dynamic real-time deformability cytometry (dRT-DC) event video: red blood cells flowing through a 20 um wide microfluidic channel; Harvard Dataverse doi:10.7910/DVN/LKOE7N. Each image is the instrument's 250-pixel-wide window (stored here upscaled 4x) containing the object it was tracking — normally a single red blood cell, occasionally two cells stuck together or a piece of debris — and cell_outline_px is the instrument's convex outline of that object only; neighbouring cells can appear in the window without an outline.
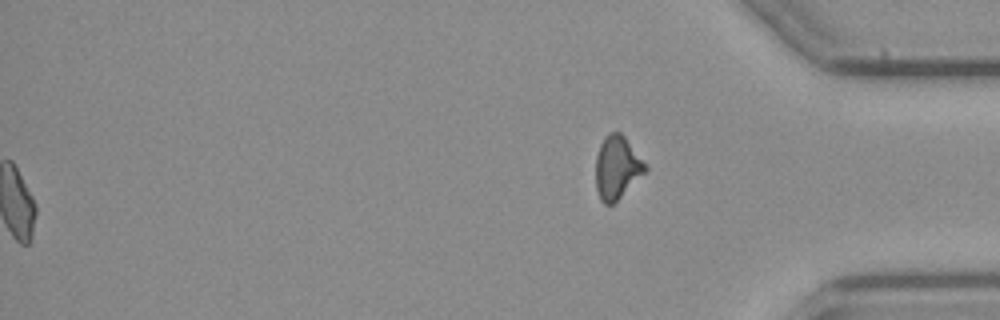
{"species": "common noctule bat (a hibernating species)", "species_latin": "Nyctalus noctula", "temperature_condition": "cold", "stored_images_in_passage": 54, "segment_of_instrument_passage": [2, 2], "camera_frame_rate_fps": 3000, "um_per_image_px": 0.085, "animal": {"sex": "female", "body_mass_g": 21.9}, "frame": {"image": 1, "passage_image": 54, "time_ms": 17.667, "image_size_px": [1000, 320], "cell_outline_px": [[648, 172], [612, 204], [604, 204], [600, 200], [596, 188], [596, 156], [600, 144], [604, 136], [608, 132], [620, 132], [624, 136], [648, 168]], "centroid_in_image_um": [52.44, 14.24], "position_along_channel_um": 382.8, "area_um2": 18.21}}